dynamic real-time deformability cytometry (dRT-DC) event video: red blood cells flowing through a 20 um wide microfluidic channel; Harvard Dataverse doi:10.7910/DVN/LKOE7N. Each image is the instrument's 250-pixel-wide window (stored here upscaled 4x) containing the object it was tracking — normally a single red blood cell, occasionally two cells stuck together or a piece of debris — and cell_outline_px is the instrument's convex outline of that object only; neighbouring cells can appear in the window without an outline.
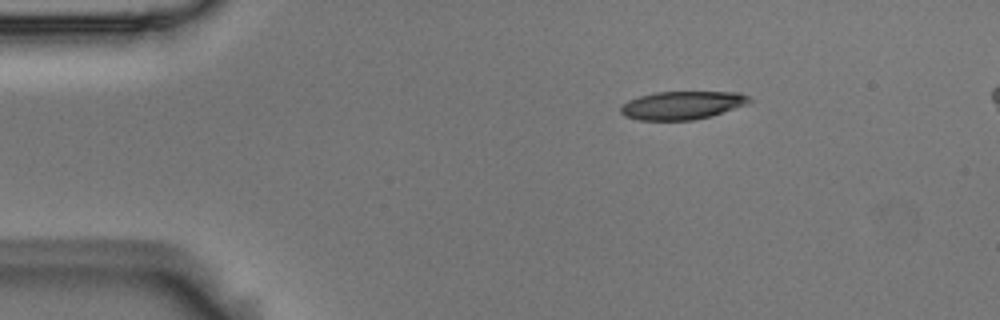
{"species": "Egyptian fruit bat (a non-hibernating species)", "species_latin": "Rousettus aegyptiacus", "temperature_condition": "room temperature", "stored_images_in_passage": 4, "segment_of_instrument_passage": [1, 2], "camera_frame_rate_fps": 3000, "um_per_image_px": 0.085, "animal": {"sex": "male"}, "frame": {"image": 1, "passage_image": 1, "time_ms": 0.0, "image_size_px": [1000, 320], "cell_outline_px": [[752, 100], [748, 104], [712, 116], [692, 120], [640, 120], [624, 116], [620, 112], [620, 108], [628, 100], [640, 96], [656, 92], [740, 92], [748, 96]], "centroid_in_image_um": [58.0, 8.95], "position_along_channel_um": 27.0, "area_um2": 21.15}}